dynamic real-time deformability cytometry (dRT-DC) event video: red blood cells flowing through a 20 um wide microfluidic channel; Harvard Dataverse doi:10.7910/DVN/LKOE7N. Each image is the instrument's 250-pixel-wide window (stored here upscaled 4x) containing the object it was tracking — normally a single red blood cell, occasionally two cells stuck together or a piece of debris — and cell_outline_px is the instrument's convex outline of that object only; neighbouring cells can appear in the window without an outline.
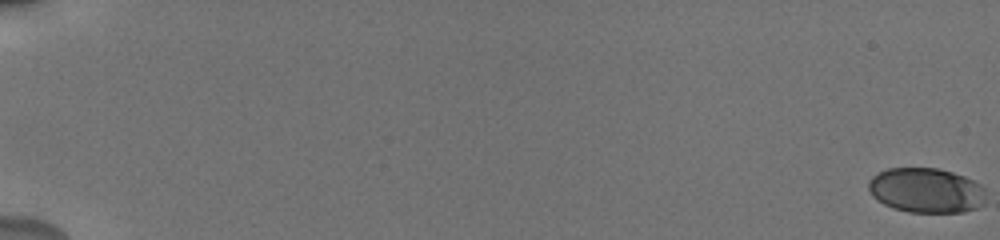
{"species": "human", "species_latin": "Homo sapiens", "temperature_condition": "cold", "stored_images_in_passage": 26, "camera_frame_rate_fps": 3000, "um_per_image_px": 0.085, "donor": {"sex": "male"}, "frame": {"image": 1, "passage_image": 1, "time_ms": 0.0, "image_size_px": [1000, 240], "cell_outline_px": [[984, 204], [976, 208], [964, 212], [908, 212], [892, 208], [876, 200], [872, 196], [868, 188], [868, 184], [872, 176], [888, 168], [936, 168], [952, 172], [964, 176], [980, 184], [984, 188]], "centroid_in_image_um": [78.71, 16.19], "position_along_channel_um": 6.3, "area_um2": 30.75}}
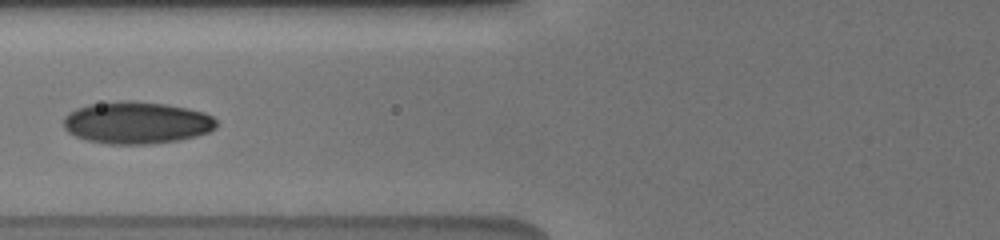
{"frame": {"image": 2, "passage_image": 22, "time_ms": 8.667, "image_size_px": [1000, 240], "cell_outline_px": [[216, 128], [208, 132], [196, 136], [180, 140], [148, 144], [108, 144], [88, 140], [76, 136], [68, 132], [64, 128], [64, 116], [68, 112], [76, 108], [88, 104], [120, 100], [128, 100], [164, 104], [188, 108], [204, 112], [212, 116], [216, 120]], "centroid_in_image_um": [11.6, 10.42], "position_along_channel_um": 114.2, "area_um2": 37.69}}
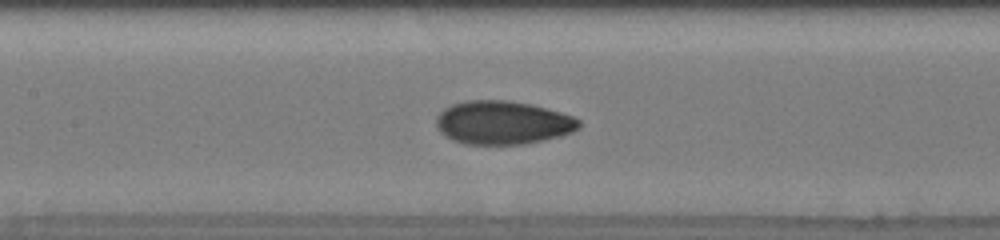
{"frame": {"image": 3, "passage_image": 25, "time_ms": 10.0, "image_size_px": [1000, 240], "cell_outline_px": [[580, 128], [572, 132], [560, 136], [524, 144], [464, 144], [452, 140], [444, 136], [436, 128], [436, 116], [444, 108], [452, 104], [464, 100], [508, 100], [532, 104], [560, 112], [572, 116], [580, 120]], "centroid_in_image_um": [42.7, 10.42], "position_along_channel_um": 164.7, "area_um2": 36.41}}